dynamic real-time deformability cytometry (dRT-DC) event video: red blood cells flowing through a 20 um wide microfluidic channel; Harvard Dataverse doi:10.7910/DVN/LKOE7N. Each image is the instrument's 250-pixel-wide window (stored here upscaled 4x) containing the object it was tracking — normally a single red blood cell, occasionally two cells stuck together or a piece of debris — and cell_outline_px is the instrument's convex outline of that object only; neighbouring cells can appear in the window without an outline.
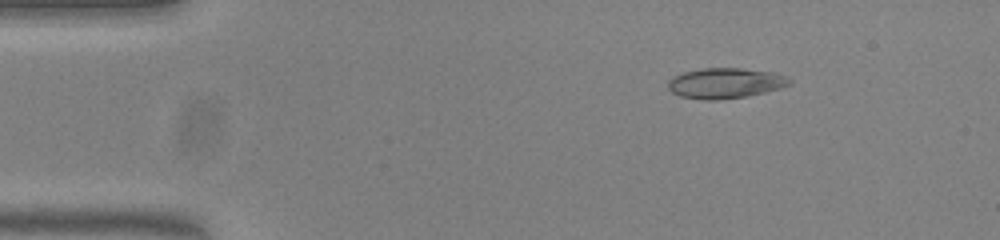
{"species": "common noctule bat (a hibernating species)", "species_latin": "Nyctalus noctula", "temperature_condition": "warm", "stored_images_in_passage": 54, "camera_frame_rate_fps": 3000, "um_per_image_px": 0.085, "animal": {"sex": "female", "body_mass_g": 23.0, "forearm_length_mm": 53.4}, "frame": {"image": 1, "passage_image": 8, "time_ms": 2.333, "image_size_px": [1000, 240], "cell_outline_px": [[792, 84], [780, 88], [748, 96], [716, 100], [704, 100], [680, 96], [672, 92], [668, 88], [668, 80], [684, 72], [704, 68], [740, 68], [772, 72], [788, 76], [792, 80]], "centroid_in_image_um": [61.68, 7.07], "position_along_channel_um": 23.3, "area_um2": 21.5}}
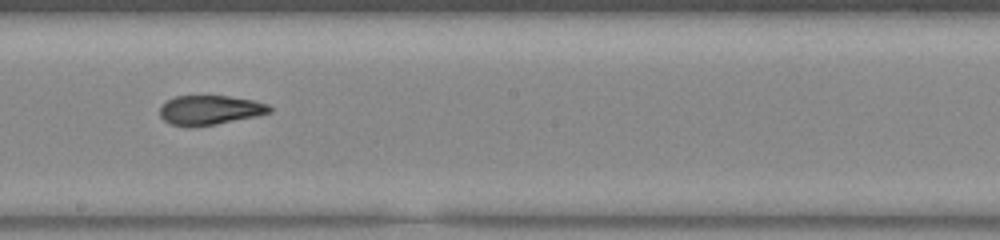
{"frame": {"image": 2, "passage_image": 30, "time_ms": 9.667, "image_size_px": [1000, 240], "cell_outline_px": [[272, 112], [216, 124], [192, 128], [184, 128], [172, 124], [164, 120], [160, 116], [160, 104], [176, 96], [228, 96], [252, 100], [268, 104], [272, 108]], "centroid_in_image_um": [17.79, 9.37], "position_along_channel_um": 230.4, "area_um2": 18.9}}
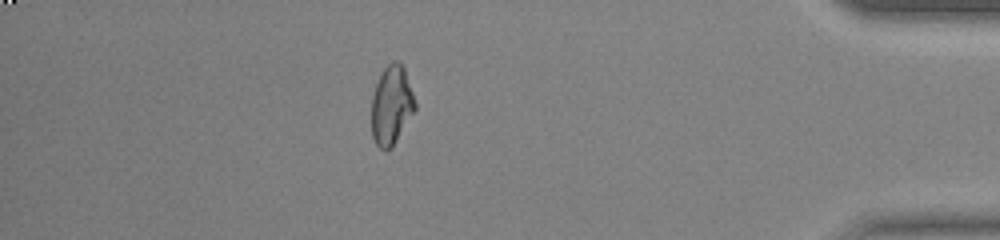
{"frame": {"image": 3, "passage_image": 47, "time_ms": 15.333, "image_size_px": [1000, 240], "cell_outline_px": [[416, 108], [392, 148], [384, 152], [376, 144], [372, 136], [372, 96], [376, 84], [384, 68], [392, 60], [400, 60], [404, 68], [416, 104]], "centroid_in_image_um": [33.27, 8.95], "position_along_channel_um": 401.9, "area_um2": 20.0}, "authors_computed_cell_mechanics": {"area_um2": 20.2011, "velocity_mm_per_s": 3.8249, "shape_relaxation_time_tau1_ms": null, "shape_relaxation_time_tau2_ms": 1.4493, "deformation_change_tau1": null, "deformation_change_tau2": 0.0834}}